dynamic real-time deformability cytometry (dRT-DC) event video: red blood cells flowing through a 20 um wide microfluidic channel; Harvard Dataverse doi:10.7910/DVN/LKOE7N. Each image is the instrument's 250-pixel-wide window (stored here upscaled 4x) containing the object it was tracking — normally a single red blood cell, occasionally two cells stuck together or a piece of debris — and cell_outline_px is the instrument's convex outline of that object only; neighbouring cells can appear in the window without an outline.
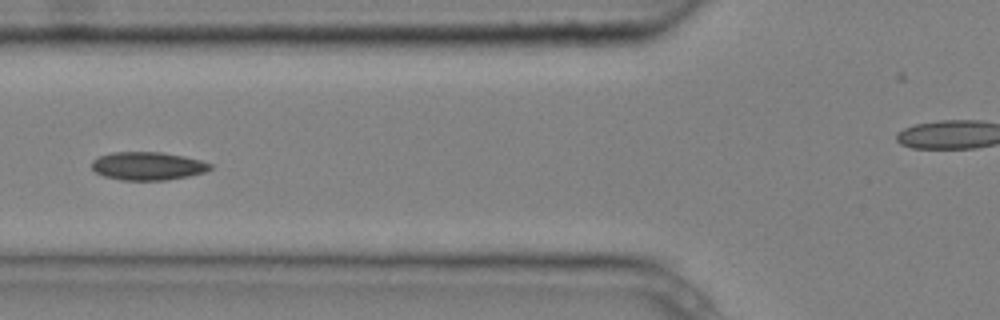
{"species": "common noctule bat (a hibernating species)", "species_latin": "Nyctalus noctula", "temperature_condition": "cold", "stored_images_in_passage": 8, "camera_frame_rate_fps": 3000, "um_per_image_px": 0.085, "animal": {"sex": "male", "body_mass_g": 20.4}, "frame": {"image": 1, "passage_image": 3, "time_ms": 0.667, "image_size_px": [1000, 320], "cell_outline_px": [[212, 168], [204, 172], [188, 176], [164, 180], [120, 180], [104, 176], [96, 172], [92, 168], [92, 160], [100, 156], [112, 152], [160, 152], [184, 156], [200, 160], [212, 164]], "centroid_in_image_um": [12.55, 14.11], "position_along_channel_um": 113.3, "area_um2": 19.36}}
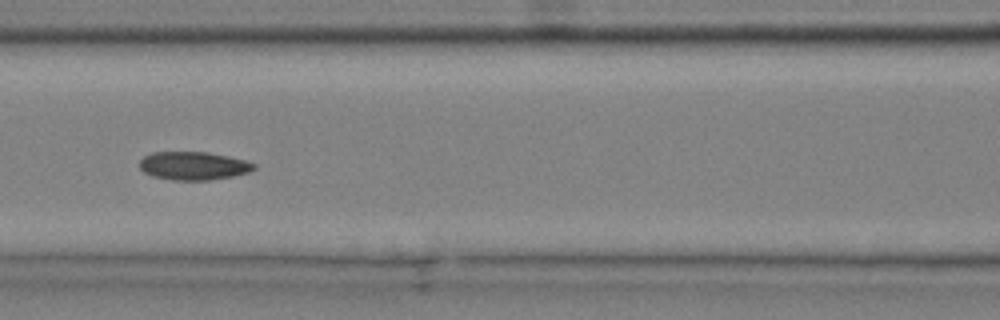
{"frame": {"image": 2, "passage_image": 4, "time_ms": 1.0, "image_size_px": [1000, 320], "cell_outline_px": [[256, 168], [248, 172], [232, 176], [208, 180], [172, 180], [152, 176], [144, 172], [140, 168], [140, 160], [144, 156], [152, 152], [208, 152], [228, 156], [244, 160], [256, 164]], "centroid_in_image_um": [16.43, 14.09], "position_along_channel_um": 150.2, "area_um2": 18.79}}